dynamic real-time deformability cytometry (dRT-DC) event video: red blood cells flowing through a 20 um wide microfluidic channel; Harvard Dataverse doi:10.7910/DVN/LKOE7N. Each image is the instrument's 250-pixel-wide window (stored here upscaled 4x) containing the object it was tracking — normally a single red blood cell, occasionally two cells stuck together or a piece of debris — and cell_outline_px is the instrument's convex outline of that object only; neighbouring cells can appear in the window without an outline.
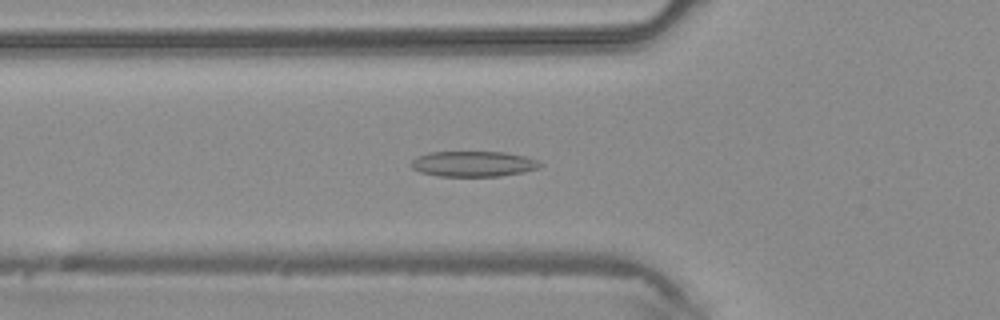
{"species": "common noctule bat (a hibernating species)", "species_latin": "Nyctalus noctula", "temperature_condition": "warm", "stored_images_in_passage": 38, "camera_frame_rate_fps": 3000, "um_per_image_px": 0.085, "animal": {"sex": "male", "body_mass_g": 20.4}, "frame": {"image": 1, "passage_image": 9, "time_ms": 2.667, "image_size_px": [1000, 320], "cell_outline_px": [[544, 164], [540, 168], [524, 172], [500, 176], [436, 176], [420, 172], [412, 168], [412, 160], [416, 156], [428, 152], [504, 152], [524, 156], [536, 160]], "centroid_in_image_um": [40.23, 13.93], "position_along_channel_um": 85.6, "area_um2": 19.25}}
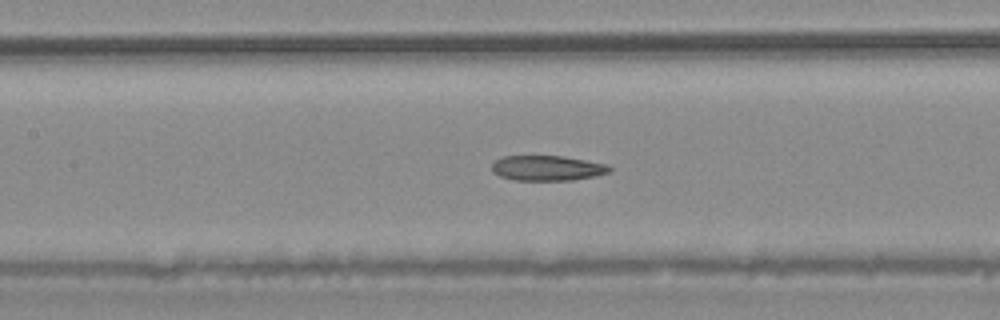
{"frame": {"image": 2, "passage_image": 14, "time_ms": 4.333, "image_size_px": [1000, 320], "cell_outline_px": [[612, 172], [596, 176], [572, 180], [512, 180], [500, 176], [492, 172], [492, 164], [496, 160], [504, 156], [564, 156], [608, 164], [612, 168]], "centroid_in_image_um": [46.56, 14.29], "position_along_channel_um": 160.8, "area_um2": 17.4}}
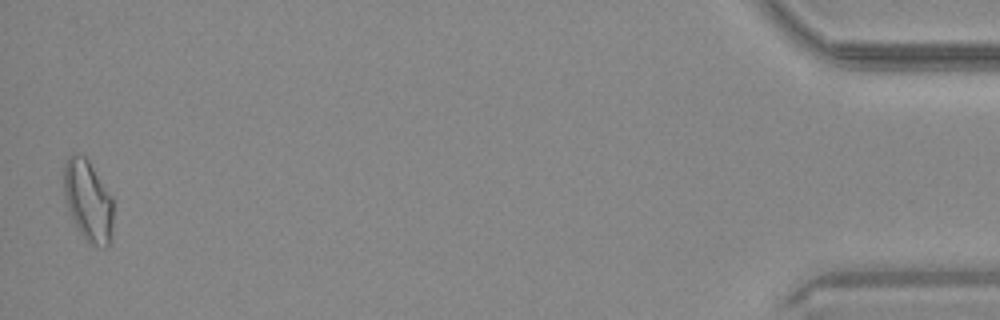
{"frame": {"image": 3, "passage_image": 38, "time_ms": 12.333, "image_size_px": [1000, 320], "cell_outline_px": [[112, 232], [108, 244], [104, 248], [96, 248], [80, 232], [64, 200], [64, 164], [68, 156], [84, 156], [88, 160], [112, 196]], "centroid_in_image_um": [7.49, 17.07], "position_along_channel_um": 427.7, "area_um2": 22.95}}